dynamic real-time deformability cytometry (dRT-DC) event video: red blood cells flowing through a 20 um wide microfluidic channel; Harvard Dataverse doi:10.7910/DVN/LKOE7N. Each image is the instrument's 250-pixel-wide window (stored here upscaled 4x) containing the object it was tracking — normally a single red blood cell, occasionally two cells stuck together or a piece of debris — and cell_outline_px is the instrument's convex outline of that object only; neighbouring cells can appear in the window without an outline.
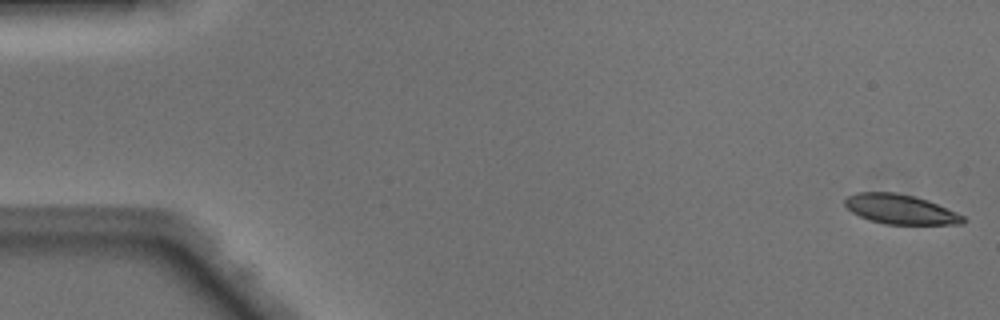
{"species": "Egyptian fruit bat (a non-hibernating species)", "species_latin": "Rousettus aegyptiacus", "temperature_condition": "warm", "stored_images_in_passage": 44, "camera_frame_rate_fps": 3000, "um_per_image_px": 0.085, "animal": {"sex": "male"}, "frame": {"image": 1, "passage_image": 1, "time_ms": 0.0, "image_size_px": [1000, 320], "cell_outline_px": [[968, 220], [964, 224], [884, 224], [868, 220], [852, 212], [844, 204], [844, 200], [848, 196], [856, 192], [896, 192], [928, 200], [956, 212], [964, 216]], "centroid_in_image_um": [76.54, 17.79], "position_along_channel_um": 8.5, "area_um2": 20.46}}
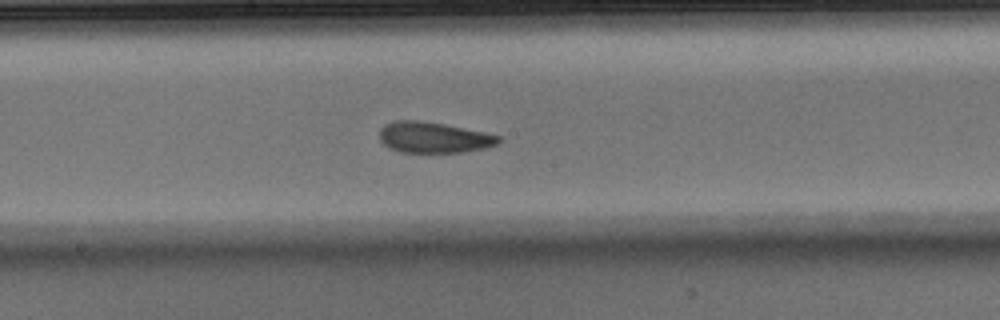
{"frame": {"image": 2, "passage_image": 26, "time_ms": 8.333, "image_size_px": [1000, 320], "cell_outline_px": [[500, 140], [496, 144], [484, 148], [460, 152], [400, 152], [384, 144], [380, 140], [380, 128], [384, 124], [396, 120], [420, 120], [444, 124], [484, 132], [500, 136]], "centroid_in_image_um": [36.83, 11.67], "position_along_channel_um": 211.4, "area_um2": 21.21}}
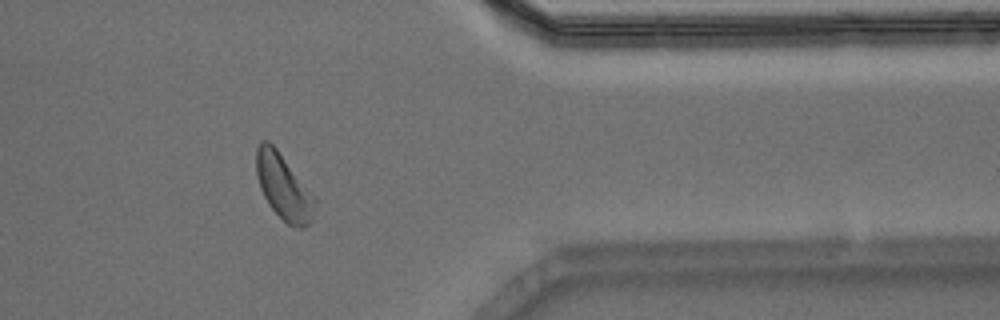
{"frame": {"image": 3, "passage_image": 40, "time_ms": 13.0, "image_size_px": [1000, 320], "cell_outline_px": [[316, 200], [312, 220], [308, 224], [300, 228], [296, 228], [288, 224], [268, 204], [260, 188], [256, 176], [256, 148], [260, 140], [268, 140], [276, 148]], "centroid_in_image_um": [24.06, 15.88], "position_along_channel_um": 387.3, "area_um2": 21.85}, "authors_computed_cell_mechanics": {"area_um2": 21.6172, "velocity_mm_per_s": 4.1225, "shape_relaxation_time_tau1_ms": 2.8124, "shape_relaxation_time_tau2_ms": 2.4536, "deformation_change_tau1": 0.1437, "deformation_change_tau2": 0.1004}}